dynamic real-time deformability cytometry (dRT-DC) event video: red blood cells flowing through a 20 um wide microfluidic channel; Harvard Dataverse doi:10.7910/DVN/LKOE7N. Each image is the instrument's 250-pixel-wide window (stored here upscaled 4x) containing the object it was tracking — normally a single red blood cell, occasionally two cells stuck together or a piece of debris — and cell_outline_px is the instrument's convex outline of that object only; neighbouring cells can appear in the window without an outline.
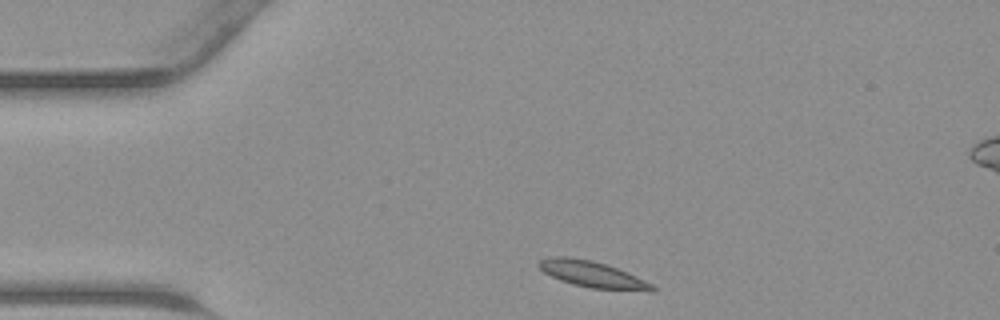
{"species": "common noctule bat (a hibernating species)", "species_latin": "Nyctalus noctula", "temperature_condition": "warm", "stored_images_in_passage": 30, "camera_frame_rate_fps": 3000, "um_per_image_px": 0.085, "animal": {"sex": "male", "body_mass_g": 23.1, "forearm_length_mm": 52.7}, "frame": {"image": 1, "passage_image": 1, "time_ms": 0.0, "image_size_px": [1000, 320], "cell_outline_px": [[656, 292], [652, 292], [592, 288], [572, 284], [560, 280], [544, 272], [536, 264], [540, 260], [548, 256], [568, 256], [592, 260], [616, 268], [636, 276], [652, 284], [656, 288]], "centroid_in_image_um": [50.35, 23.32], "position_along_channel_um": 34.6, "area_um2": 17.4}}
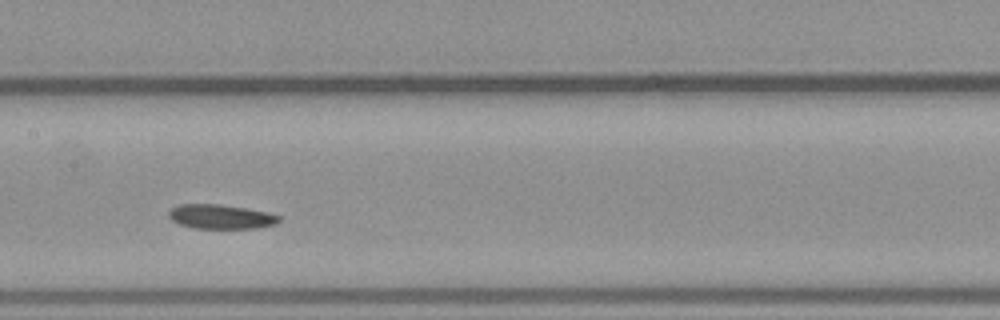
{"frame": {"image": 2, "passage_image": 14, "time_ms": 4.333, "image_size_px": [1000, 320], "cell_outline_px": [[280, 220], [276, 224], [260, 228], [196, 228], [180, 224], [172, 220], [168, 216], [168, 212], [172, 208], [180, 204], [220, 204], [268, 212], [280, 216]], "centroid_in_image_um": [18.79, 18.42], "position_along_channel_um": 188.6, "area_um2": 15.61}}
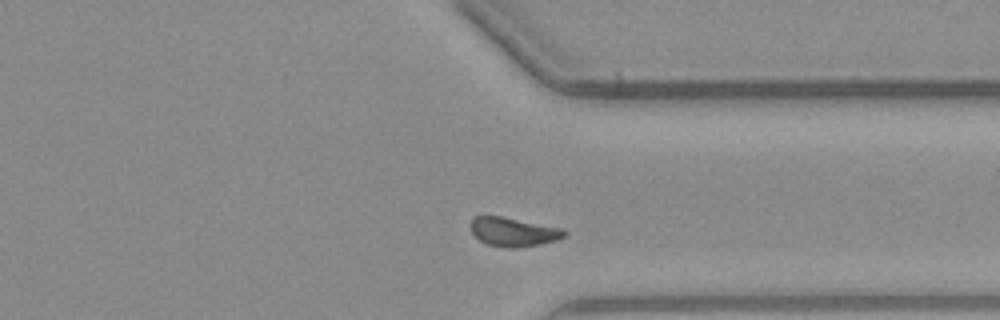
{"frame": {"image": 3, "passage_image": 26, "time_ms": 8.333, "image_size_px": [1000, 320], "cell_outline_px": [[568, 236], [556, 240], [540, 244], [516, 248], [508, 248], [488, 244], [480, 240], [472, 232], [472, 216], [500, 216], [564, 228], [568, 232]], "centroid_in_image_um": [43.71, 19.71], "position_along_channel_um": 367.7, "area_um2": 15.78}}